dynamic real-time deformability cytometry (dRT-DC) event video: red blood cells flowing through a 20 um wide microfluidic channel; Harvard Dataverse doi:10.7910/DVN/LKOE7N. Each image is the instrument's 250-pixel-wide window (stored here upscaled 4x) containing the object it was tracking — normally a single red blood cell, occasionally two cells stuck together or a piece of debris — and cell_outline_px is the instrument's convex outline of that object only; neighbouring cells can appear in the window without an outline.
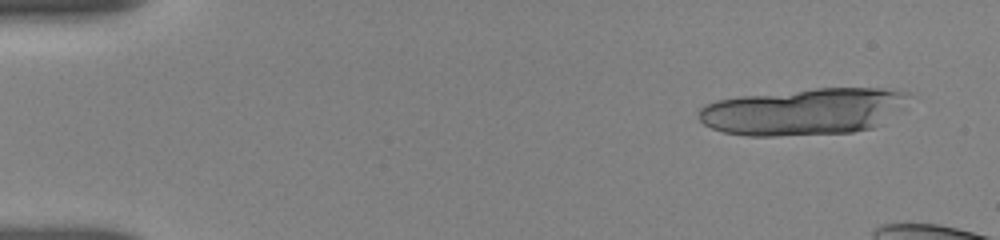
{"species": "human", "species_latin": "Homo sapiens", "temperature_condition": "room temperature", "stored_images_in_passage": 9, "camera_frame_rate_fps": 3000, "um_per_image_px": 0.085, "donor": {"sex": "female"}, "frame": {"image": 1, "passage_image": 2, "time_ms": 0.667, "image_size_px": [1000, 240], "cell_outline_px": [[908, 96], [872, 128], [852, 132], [776, 136], [748, 136], [724, 132], [712, 128], [704, 124], [696, 116], [700, 108], [716, 100], [740, 96], [816, 88], [880, 88], [908, 92]], "centroid_in_image_um": [68.14, 9.48], "position_along_channel_um": 16.9, "area_um2": 56.07}}